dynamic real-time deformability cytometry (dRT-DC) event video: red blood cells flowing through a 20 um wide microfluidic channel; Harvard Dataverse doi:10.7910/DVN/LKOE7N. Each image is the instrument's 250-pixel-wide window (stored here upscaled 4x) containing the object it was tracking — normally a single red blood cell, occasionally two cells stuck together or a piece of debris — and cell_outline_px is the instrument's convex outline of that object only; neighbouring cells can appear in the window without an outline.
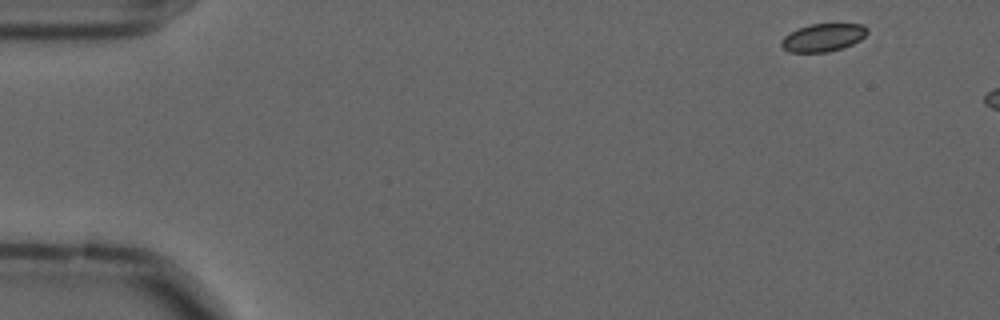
{"species": "common noctule bat (a hibernating species)", "species_latin": "Nyctalus noctula", "temperature_condition": "cold", "stored_images_in_passage": 49, "camera_frame_rate_fps": 3000, "um_per_image_px": 0.085, "animal": {"sex": "male", "forearm_length_mm": 52.5}, "frame": {"image": 1, "passage_image": 1, "time_ms": 0.0, "image_size_px": [1000, 320], "cell_outline_px": [[868, 32], [860, 40], [852, 44], [828, 52], [788, 52], [780, 44], [780, 40], [784, 36], [800, 28], [812, 24], [860, 24], [868, 28]], "centroid_in_image_um": [69.96, 3.2], "position_along_channel_um": 15.0, "area_um2": 13.76}}
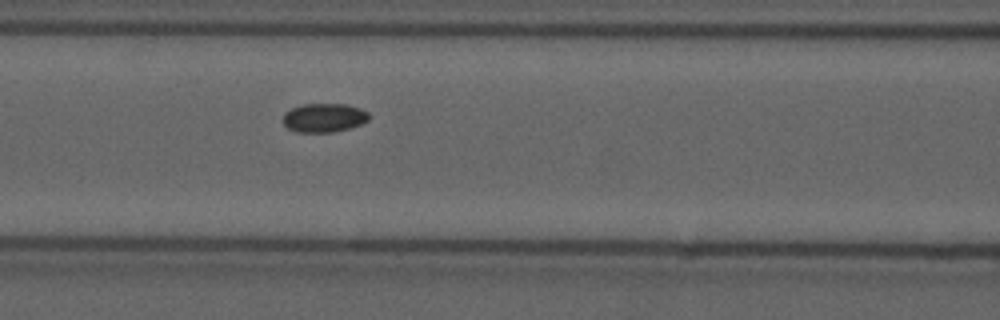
{"frame": {"image": 2, "passage_image": 21, "time_ms": 6.667, "image_size_px": [1000, 320], "cell_outline_px": [[368, 120], [360, 124], [348, 128], [332, 132], [296, 132], [288, 128], [284, 124], [284, 112], [292, 108], [304, 104], [344, 104], [360, 108], [368, 112]], "centroid_in_image_um": [27.52, 10.0], "position_along_channel_um": 139.1, "area_um2": 14.28}}
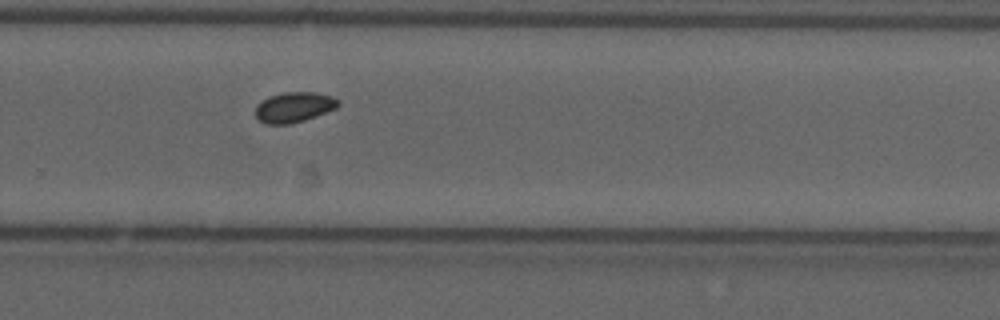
{"frame": {"image": 3, "passage_image": 35, "time_ms": 11.333, "image_size_px": [1000, 320], "cell_outline_px": [[340, 104], [336, 108], [304, 120], [288, 124], [268, 124], [260, 120], [256, 116], [256, 104], [260, 100], [268, 96], [284, 92], [316, 92], [332, 96], [340, 100]], "centroid_in_image_um": [24.99, 9.09], "position_along_channel_um": 304.8, "area_um2": 14.62}, "authors_computed_cell_mechanics": {"area_um2": 14.2188, "velocity_mm_per_s": 3.5702, "shape_relaxation_time_tau1_ms": null, "shape_relaxation_time_tau2_ms": 10.7578, "deformation_change_tau1": null, "deformation_change_tau2": 0.0863}}